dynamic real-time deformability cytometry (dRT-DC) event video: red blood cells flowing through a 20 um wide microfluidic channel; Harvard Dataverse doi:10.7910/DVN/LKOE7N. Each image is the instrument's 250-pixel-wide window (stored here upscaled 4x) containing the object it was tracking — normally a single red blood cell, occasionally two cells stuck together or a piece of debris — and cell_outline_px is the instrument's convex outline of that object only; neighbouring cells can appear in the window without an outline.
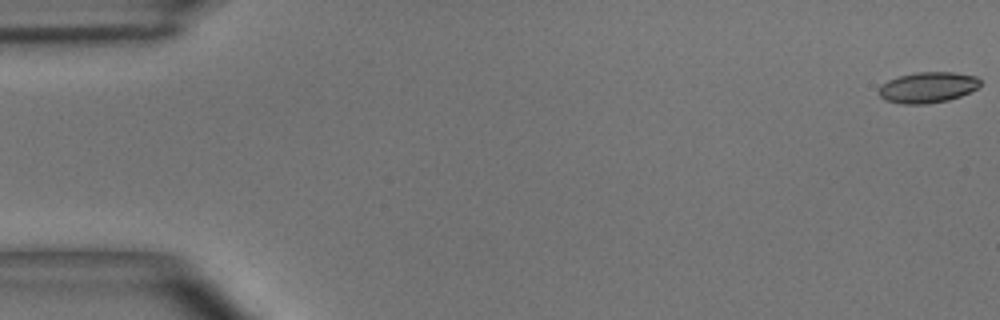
{"species": "common noctule bat (a hibernating species)", "species_latin": "Nyctalus noctula", "temperature_condition": "room temperature", "stored_images_in_passage": 51, "camera_frame_rate_fps": 3000, "um_per_image_px": 0.085, "animal": {"sex": "male", "body_mass_g": 15.6}, "frame": {"image": 1, "passage_image": 1, "time_ms": 0.0, "image_size_px": [1000, 320], "cell_outline_px": [[980, 84], [976, 88], [960, 96], [948, 100], [928, 104], [904, 104], [884, 100], [880, 96], [880, 84], [888, 80], [900, 76], [916, 72], [952, 72], [976, 76], [980, 80]], "centroid_in_image_um": [78.84, 7.43], "position_along_channel_um": 6.2, "area_um2": 18.09}}
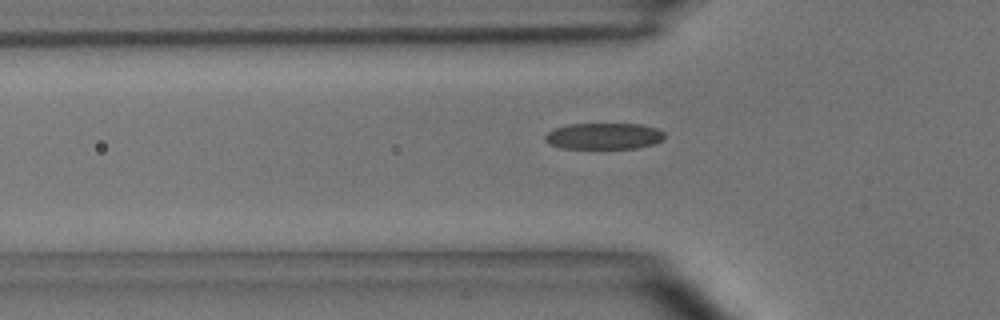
{"frame": {"image": 2, "passage_image": 17, "time_ms": 5.333, "image_size_px": [1000, 320], "cell_outline_px": [[664, 140], [656, 144], [636, 148], [560, 148], [544, 140], [544, 136], [548, 132], [556, 128], [568, 124], [640, 124], [656, 128], [664, 132]], "centroid_in_image_um": [51.36, 11.57], "position_along_channel_um": 74.4, "area_um2": 18.32}}
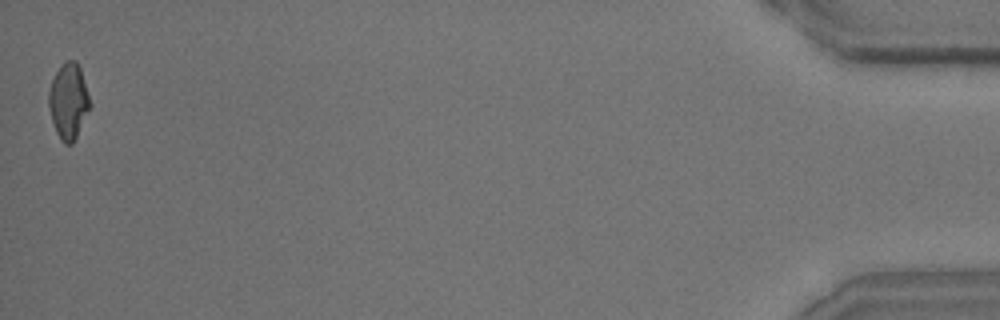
{"frame": {"image": 3, "passage_image": 51, "time_ms": 16.667, "image_size_px": [1000, 320], "cell_outline_px": [[92, 104], [72, 144], [64, 144], [60, 140], [56, 132], [52, 120], [48, 104], [48, 92], [52, 80], [56, 72], [68, 60], [76, 60], [80, 68]], "centroid_in_image_um": [5.83, 8.61], "position_along_channel_um": 429.4, "area_um2": 17.98}, "authors_computed_cell_mechanics": {"area_um2": 18.496, "velocity_mm_per_s": 3.9304, "shape_relaxation_time_tau1_ms": 4.6457, "shape_relaxation_time_tau2_ms": 1.8187, "deformation_change_tau1": 0.1612, "deformation_change_tau2": 0.0818}}